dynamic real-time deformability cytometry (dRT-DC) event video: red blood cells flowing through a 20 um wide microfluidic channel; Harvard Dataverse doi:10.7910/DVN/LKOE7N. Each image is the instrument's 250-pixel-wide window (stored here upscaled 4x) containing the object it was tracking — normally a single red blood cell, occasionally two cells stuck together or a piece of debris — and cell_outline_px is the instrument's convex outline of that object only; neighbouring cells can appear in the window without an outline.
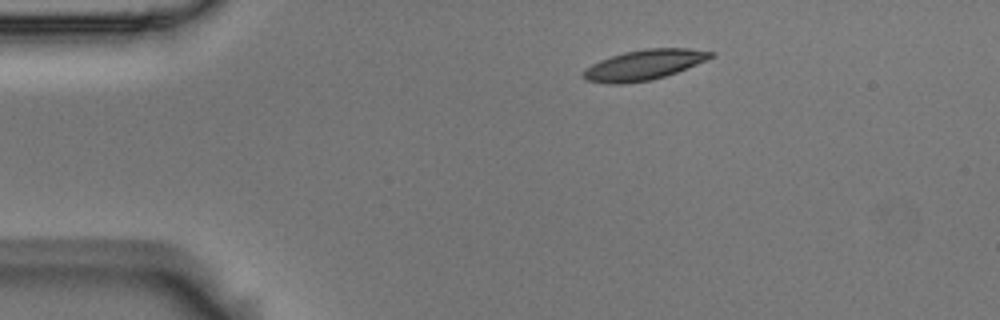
{"species": "Egyptian fruit bat (a non-hibernating species)", "species_latin": "Rousettus aegyptiacus", "temperature_condition": "room temperature", "stored_images_in_passage": 9, "camera_frame_rate_fps": 3000, "um_per_image_px": 0.085, "animal": {"sex": "male"}, "frame": {"image": 1, "passage_image": 1, "time_ms": 0.0, "image_size_px": [1000, 320], "cell_outline_px": [[716, 56], [676, 72], [652, 80], [624, 84], [608, 84], [584, 80], [580, 76], [592, 64], [600, 60], [624, 52], [644, 48], [688, 48], [716, 52]], "centroid_in_image_um": [54.74, 5.52], "position_along_channel_um": 30.3, "area_um2": 22.48}}
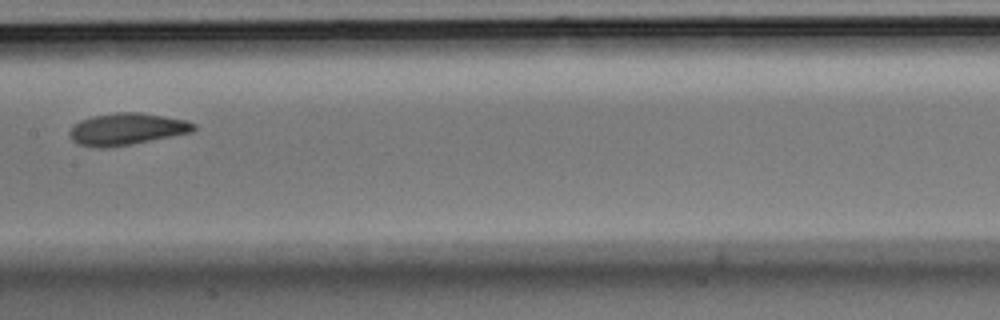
{"frame": {"image": 2, "passage_image": 6, "time_ms": 1.667, "image_size_px": [1000, 320], "cell_outline_px": [[196, 128], [192, 132], [108, 148], [96, 148], [80, 144], [72, 140], [68, 132], [80, 120], [92, 116], [116, 112], [140, 112], [188, 120], [196, 124]], "centroid_in_image_um": [10.78, 10.96], "position_along_channel_um": 196.6, "area_um2": 22.95}}
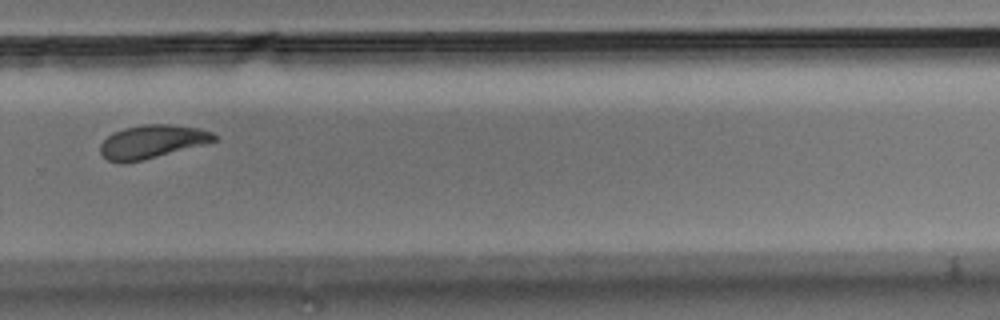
{"frame": {"image": 3, "passage_image": 9, "time_ms": 2.667, "image_size_px": [1000, 320], "cell_outline_px": [[216, 140], [144, 160], [124, 164], [120, 164], [108, 160], [100, 152], [100, 144], [108, 136], [124, 128], [144, 124], [168, 124], [200, 128], [212, 132], [216, 136]], "centroid_in_image_um": [12.88, 12.05], "position_along_channel_um": 316.9, "area_um2": 21.91}}